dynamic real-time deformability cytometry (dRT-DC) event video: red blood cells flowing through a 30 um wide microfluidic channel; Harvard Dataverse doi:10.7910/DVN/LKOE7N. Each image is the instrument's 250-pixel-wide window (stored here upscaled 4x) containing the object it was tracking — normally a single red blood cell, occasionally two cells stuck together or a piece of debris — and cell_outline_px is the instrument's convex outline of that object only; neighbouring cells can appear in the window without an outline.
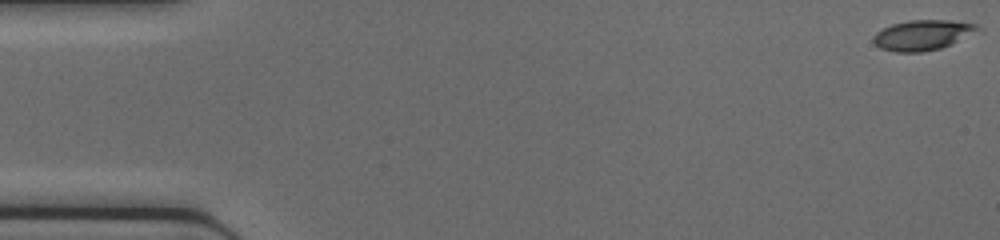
{"species": "common noctule bat (a hibernating species)", "species_latin": "Nyctalus noctula", "temperature_condition": "cold", "stored_images_in_passage": 46, "camera_frame_rate_fps": 3000, "um_per_image_px": 0.085, "animal": {"sex": "female", "body_mass_g": 17.0, "forearm_length_mm": 48.0}, "frame": {"image": 1, "passage_image": 1, "time_ms": 0.0, "image_size_px": [1000, 240], "cell_outline_px": [[984, 32], [940, 48], [920, 52], [896, 52], [880, 48], [872, 40], [876, 32], [892, 24], [908, 20], [948, 20], [976, 24], [984, 28]], "centroid_in_image_um": [78.54, 2.97], "position_along_channel_um": 6.5, "area_um2": 18.73}}
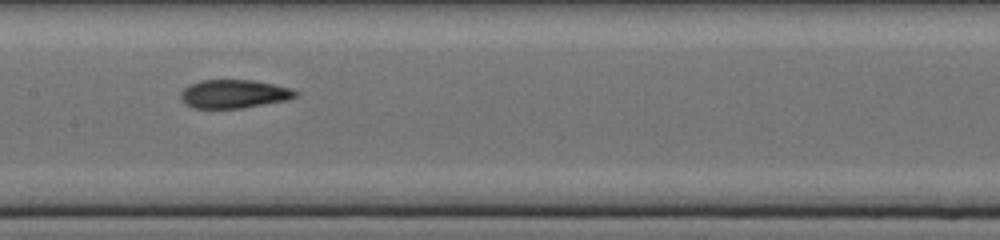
{"frame": {"image": 2, "passage_image": 23, "time_ms": 7.333, "image_size_px": [1000, 240], "cell_outline_px": [[300, 96], [288, 100], [244, 108], [192, 108], [184, 104], [180, 100], [180, 92], [188, 84], [200, 80], [252, 80], [272, 84], [288, 88], [300, 92]], "centroid_in_image_um": [19.87, 7.99], "position_along_channel_um": 187.5, "area_um2": 19.36}}
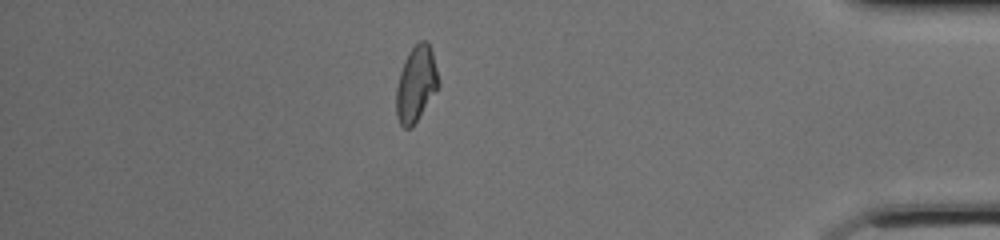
{"frame": {"image": 3, "passage_image": 40, "time_ms": 13.0, "image_size_px": [1000, 240], "cell_outline_px": [[440, 84], [412, 128], [404, 128], [400, 124], [396, 116], [396, 88], [400, 72], [408, 52], [420, 40], [428, 40], [432, 52], [440, 80]], "centroid_in_image_um": [35.37, 7.13], "position_along_channel_um": 399.8, "area_um2": 18.61}}